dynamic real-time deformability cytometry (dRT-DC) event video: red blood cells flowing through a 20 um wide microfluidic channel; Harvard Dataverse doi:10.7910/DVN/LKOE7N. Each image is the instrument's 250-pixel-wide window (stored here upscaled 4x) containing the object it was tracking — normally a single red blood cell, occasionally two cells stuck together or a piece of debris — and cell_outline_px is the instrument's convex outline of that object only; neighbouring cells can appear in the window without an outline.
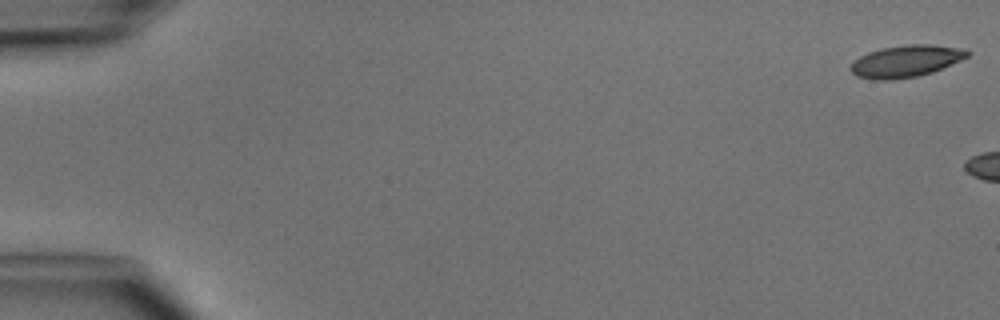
{"species": "common noctule bat (a hibernating species)", "species_latin": "Nyctalus noctula", "temperature_condition": "cold", "stored_images_in_passage": 5, "camera_frame_rate_fps": 3000, "um_per_image_px": 0.085, "animal": {"sex": "male", "body_mass_g": 15.6}, "frame": {"image": 1, "passage_image": 1, "time_ms": 0.0, "image_size_px": [1000, 320], "cell_outline_px": [[968, 56], [960, 60], [932, 72], [916, 76], [888, 80], [872, 80], [856, 76], [848, 68], [860, 56], [868, 52], [884, 48], [908, 44], [928, 44], [956, 48], [968, 52]], "centroid_in_image_um": [76.92, 5.21], "position_along_channel_um": 8.1, "area_um2": 21.21}}